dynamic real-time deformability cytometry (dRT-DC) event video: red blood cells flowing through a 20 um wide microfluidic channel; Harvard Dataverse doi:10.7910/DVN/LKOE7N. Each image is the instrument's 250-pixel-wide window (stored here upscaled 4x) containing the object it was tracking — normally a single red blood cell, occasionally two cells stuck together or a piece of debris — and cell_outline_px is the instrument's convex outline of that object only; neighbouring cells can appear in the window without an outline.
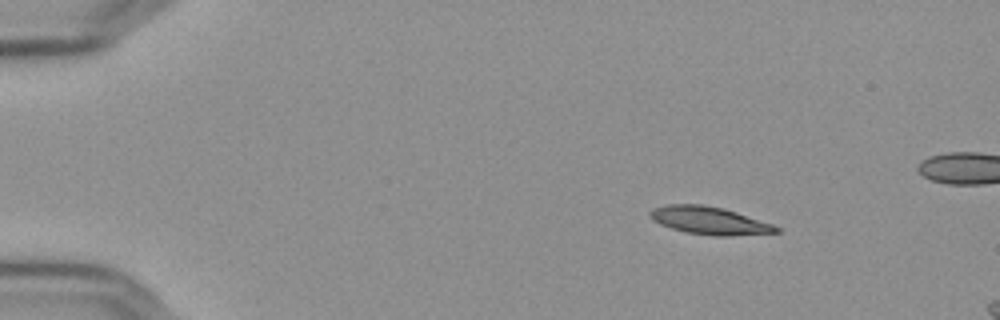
{"species": "Egyptian fruit bat (a non-hibernating species)", "species_latin": "Rousettus aegyptiacus", "temperature_condition": "cold", "stored_images_in_passage": 50, "segment_of_instrument_passage": [1, 2], "camera_frame_rate_fps": 3000, "um_per_image_px": 0.085, "frame": {"image": 1, "passage_image": 1, "time_ms": 0.0, "image_size_px": [1000, 320], "cell_outline_px": [[780, 232], [732, 236], [712, 236], [684, 232], [660, 224], [652, 220], [648, 216], [648, 212], [652, 208], [668, 204], [700, 204], [724, 208], [772, 224], [780, 228]], "centroid_in_image_um": [60.26, 18.75], "position_along_channel_um": 24.7, "area_um2": 20.52}}
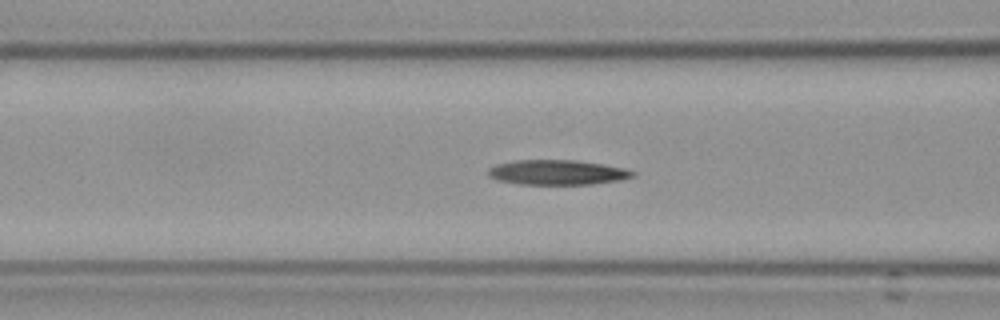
{"frame": {"image": 2, "passage_image": 16, "time_ms": 5.0, "image_size_px": [1000, 320], "cell_outline_px": [[636, 176], [620, 180], [592, 184], [520, 184], [496, 180], [488, 176], [488, 168], [496, 164], [512, 160], [576, 160], [604, 164], [624, 168], [636, 172]], "centroid_in_image_um": [47.36, 14.65], "position_along_channel_um": 119.2, "area_um2": 21.15}}
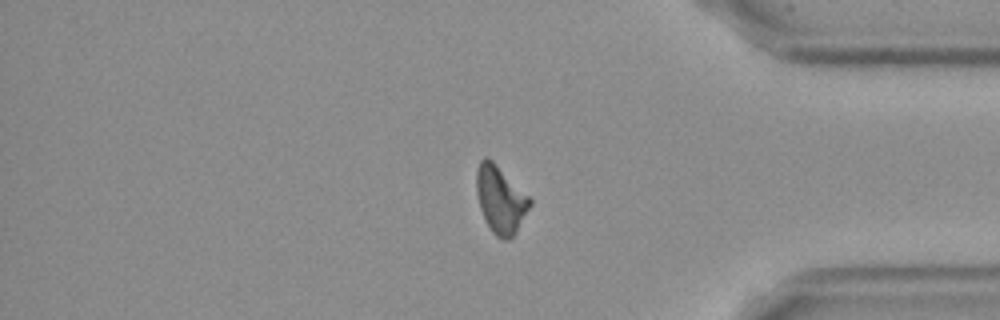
{"frame": {"image": 3, "passage_image": 40, "time_ms": 13.0, "image_size_px": [1000, 320], "cell_outline_px": [[532, 204], [516, 232], [508, 240], [504, 240], [496, 236], [492, 232], [480, 208], [476, 192], [476, 172], [480, 160], [484, 156], [488, 156], [532, 200]], "centroid_in_image_um": [42.53, 16.95], "position_along_channel_um": 392.7, "area_um2": 20.69}}